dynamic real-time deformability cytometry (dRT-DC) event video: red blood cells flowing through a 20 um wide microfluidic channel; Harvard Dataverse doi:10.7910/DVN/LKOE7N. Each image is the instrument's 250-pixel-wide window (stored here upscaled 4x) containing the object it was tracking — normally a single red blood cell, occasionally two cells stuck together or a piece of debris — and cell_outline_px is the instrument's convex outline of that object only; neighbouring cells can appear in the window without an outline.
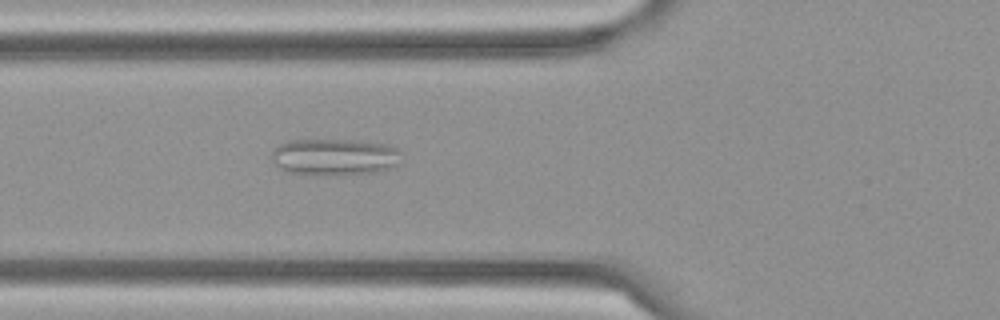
{"species": "Egyptian fruit bat (a non-hibernating species)", "species_latin": "Rousettus aegyptiacus", "temperature_condition": "cold", "stored_images_in_passage": 59, "camera_frame_rate_fps": 3000, "um_per_image_px": 0.085, "frame": {"image": 1, "passage_image": 23, "time_ms": 7.333, "image_size_px": [1000, 320], "cell_outline_px": [[400, 164], [388, 168], [372, 172], [288, 172], [276, 164], [272, 160], [272, 152], [280, 144], [288, 140], [352, 140], [388, 144], [396, 148], [400, 152]], "centroid_in_image_um": [28.47, 13.27], "position_along_channel_um": 97.3, "area_um2": 26.47}}
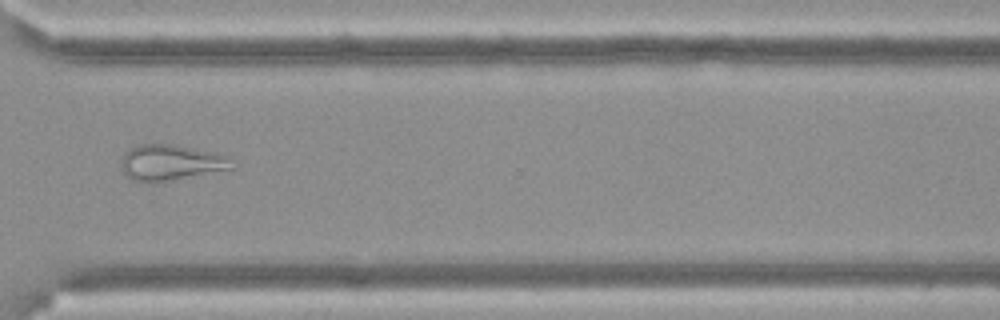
{"frame": {"image": 2, "passage_image": 45, "time_ms": 14.667, "image_size_px": [1000, 320], "cell_outline_px": [[236, 168], [172, 180], [132, 180], [124, 172], [120, 164], [120, 160], [124, 152], [136, 144], [176, 144], [220, 152], [228, 156]], "centroid_in_image_um": [14.58, 13.77], "position_along_channel_um": 356.0, "area_um2": 23.24}}
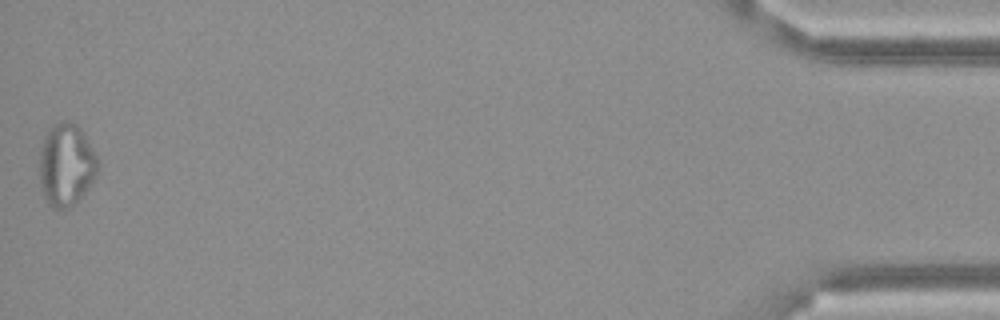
{"frame": {"image": 3, "passage_image": 59, "time_ms": 19.333, "image_size_px": [1000, 320], "cell_outline_px": [[96, 176], [88, 188], [68, 208], [52, 208], [48, 204], [44, 196], [40, 180], [40, 152], [44, 136], [48, 128], [60, 120], [76, 124], [80, 128], [96, 156]], "centroid_in_image_um": [5.59, 13.99], "position_along_channel_um": 429.6, "area_um2": 27.46}, "authors_computed_cell_mechanics": {"area_um2": 25.9522, "velocity_mm_per_s": 3.5183, "shape_relaxation_time_tau1_ms": null, "shape_relaxation_time_tau2_ms": 2.5008, "deformation_change_tau1": null, "deformation_change_tau2": 0.1334}}